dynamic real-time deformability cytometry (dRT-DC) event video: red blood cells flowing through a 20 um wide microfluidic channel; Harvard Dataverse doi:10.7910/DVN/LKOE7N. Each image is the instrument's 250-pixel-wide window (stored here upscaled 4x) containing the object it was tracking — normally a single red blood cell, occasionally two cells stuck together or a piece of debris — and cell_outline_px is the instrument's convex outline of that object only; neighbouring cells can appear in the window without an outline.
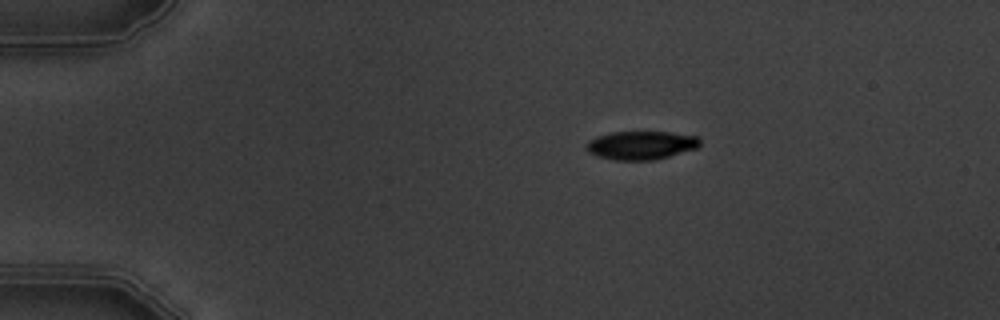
{"species": "common noctule bat (a hibernating species)", "species_latin": "Nyctalus noctula", "temperature_condition": "warm", "stored_images_in_passage": 3, "camera_frame_rate_fps": 3000, "um_per_image_px": 0.085, "animal": {"sex": "male", "body_mass_g": 19.5, "forearm_length_mm": 54.6}, "frame": {"image": 1, "passage_image": 1, "time_ms": 0.0, "image_size_px": [1000, 320], "cell_outline_px": [[700, 144], [696, 148], [668, 156], [652, 160], [616, 160], [596, 156], [588, 152], [584, 148], [584, 144], [588, 140], [596, 136], [612, 132], [672, 132], [696, 136], [700, 140]], "centroid_in_image_um": [54.42, 12.34], "position_along_channel_um": 30.6, "area_um2": 18.9}}